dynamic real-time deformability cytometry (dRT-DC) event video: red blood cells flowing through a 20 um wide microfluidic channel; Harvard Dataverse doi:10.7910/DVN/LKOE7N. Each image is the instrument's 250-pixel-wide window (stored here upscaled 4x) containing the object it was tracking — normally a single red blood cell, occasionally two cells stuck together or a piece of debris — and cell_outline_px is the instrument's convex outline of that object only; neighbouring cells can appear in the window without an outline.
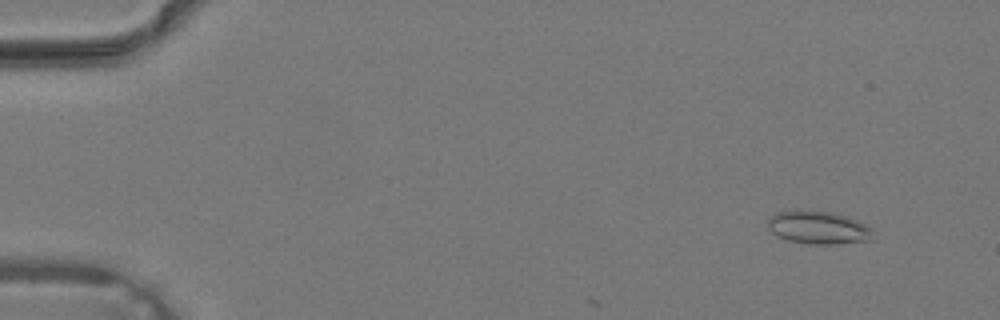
{"species": "common noctule bat (a hibernating species)", "species_latin": "Nyctalus noctula", "temperature_condition": "warm", "stored_images_in_passage": 9, "camera_frame_rate_fps": 3000, "um_per_image_px": 0.085, "animal": {"sex": "male", "body_mass_g": 19.2, "forearm_length_mm": 51.8}, "frame": {"image": 1, "passage_image": 4, "time_ms": 1.0, "image_size_px": [1000, 320], "cell_outline_px": [[872, 228], [868, 240], [832, 244], [808, 244], [788, 240], [776, 236], [768, 228], [768, 220], [776, 212], [784, 208], [796, 208], [832, 212], [848, 216]], "centroid_in_image_um": [69.45, 19.29], "position_along_channel_um": 15.6, "area_um2": 20.52}}